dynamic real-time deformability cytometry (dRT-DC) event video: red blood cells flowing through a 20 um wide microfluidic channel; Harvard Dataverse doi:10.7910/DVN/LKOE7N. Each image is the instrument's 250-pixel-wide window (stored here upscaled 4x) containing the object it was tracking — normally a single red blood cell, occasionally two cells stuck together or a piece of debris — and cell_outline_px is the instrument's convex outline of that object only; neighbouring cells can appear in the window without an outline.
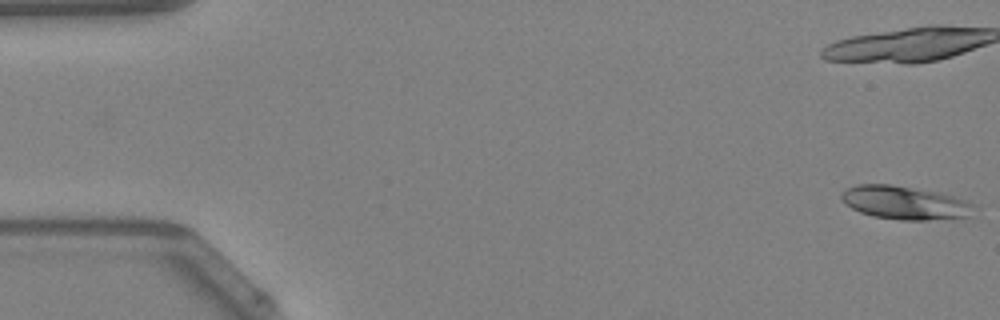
{"species": "Egyptian fruit bat (a non-hibernating species)", "species_latin": "Rousettus aegyptiacus", "temperature_condition": "warm", "stored_images_in_passage": 48, "camera_frame_rate_fps": 3000, "um_per_image_px": 0.085, "animal": {"sex": "female"}, "frame": {"image": 1, "passage_image": 1, "time_ms": 0.0, "image_size_px": [1000, 320], "cell_outline_px": [[972, 204], [968, 216], [928, 220], [900, 220], [872, 216], [860, 212], [852, 208], [840, 200], [840, 196], [848, 188], [856, 184], [892, 184], [940, 192], [964, 200]], "centroid_in_image_um": [76.83, 17.22], "position_along_channel_um": 8.2, "area_um2": 25.49}}